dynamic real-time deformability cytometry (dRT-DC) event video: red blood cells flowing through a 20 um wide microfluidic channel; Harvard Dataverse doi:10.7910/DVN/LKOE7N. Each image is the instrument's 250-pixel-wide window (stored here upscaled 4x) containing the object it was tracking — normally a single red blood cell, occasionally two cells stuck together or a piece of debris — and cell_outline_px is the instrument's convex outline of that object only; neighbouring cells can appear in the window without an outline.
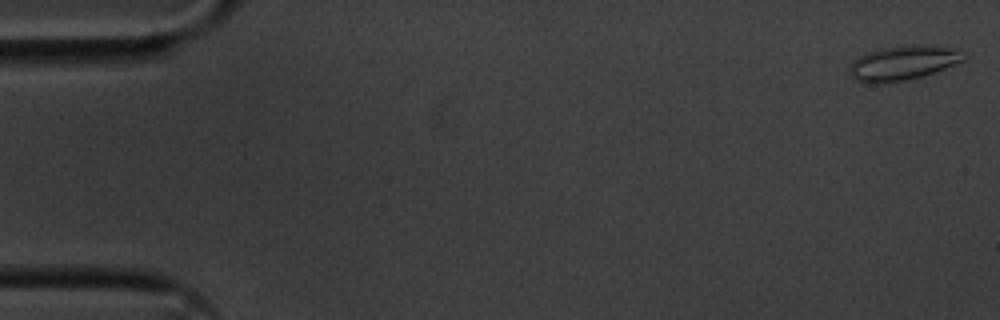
{"species": "common noctule bat (a hibernating species)", "species_latin": "Nyctalus noctula", "temperature_condition": "cold", "stored_images_in_passage": 55, "camera_frame_rate_fps": 3000, "um_per_image_px": 0.085, "animal": {"sex": "male", "body_mass_g": 20.1, "forearm_length_mm": 53.5}, "frame": {"image": 1, "passage_image": 1, "time_ms": 0.0, "image_size_px": [1000, 320], "cell_outline_px": [[968, 56], [964, 60], [924, 76], [904, 80], [856, 80], [848, 72], [848, 68], [860, 56], [868, 52], [880, 48], [952, 48]], "centroid_in_image_um": [76.76, 5.36], "position_along_channel_um": 8.2, "area_um2": 20.92}}
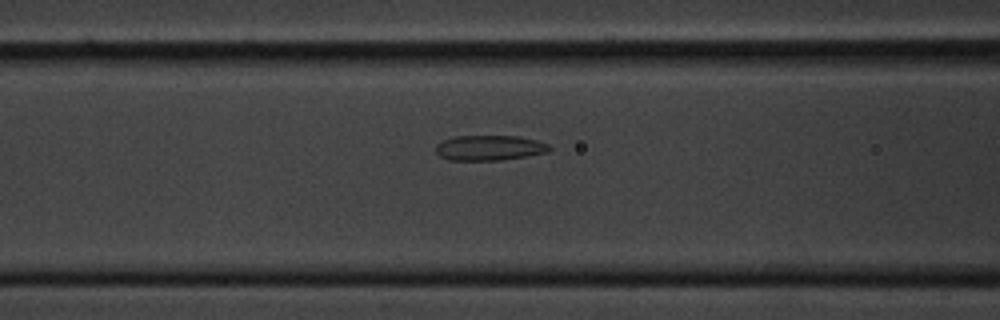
{"frame": {"image": 2, "passage_image": 22, "time_ms": 7.0, "image_size_px": [1000, 320], "cell_outline_px": [[552, 148], [548, 152], [500, 160], [448, 160], [440, 156], [436, 152], [436, 144], [444, 140], [456, 136], [520, 136], [536, 140], [548, 144]], "centroid_in_image_um": [41.6, 12.56], "position_along_channel_um": 125.0, "area_um2": 16.59}}
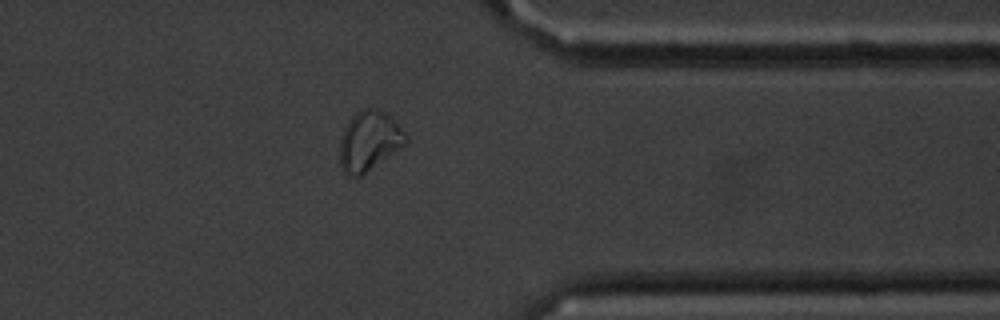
{"frame": {"image": 3, "passage_image": 44, "time_ms": 14.333, "image_size_px": [1000, 320], "cell_outline_px": [[408, 140], [400, 148], [360, 176], [344, 176], [340, 168], [340, 136], [348, 120], [360, 108], [376, 108], [384, 112], [408, 136]], "centroid_in_image_um": [31.32, 11.99], "position_along_channel_um": 380.1, "area_um2": 22.83}, "authors_computed_cell_mechanics": {"area_um2": 18.496, "velocity_mm_per_s": 3.5927, "shape_relaxation_time_tau1_ms": 6.4384, "shape_relaxation_time_tau2_ms": 3.0606, "deformation_change_tau1": 0.1856, "deformation_change_tau2": 0.1018}}